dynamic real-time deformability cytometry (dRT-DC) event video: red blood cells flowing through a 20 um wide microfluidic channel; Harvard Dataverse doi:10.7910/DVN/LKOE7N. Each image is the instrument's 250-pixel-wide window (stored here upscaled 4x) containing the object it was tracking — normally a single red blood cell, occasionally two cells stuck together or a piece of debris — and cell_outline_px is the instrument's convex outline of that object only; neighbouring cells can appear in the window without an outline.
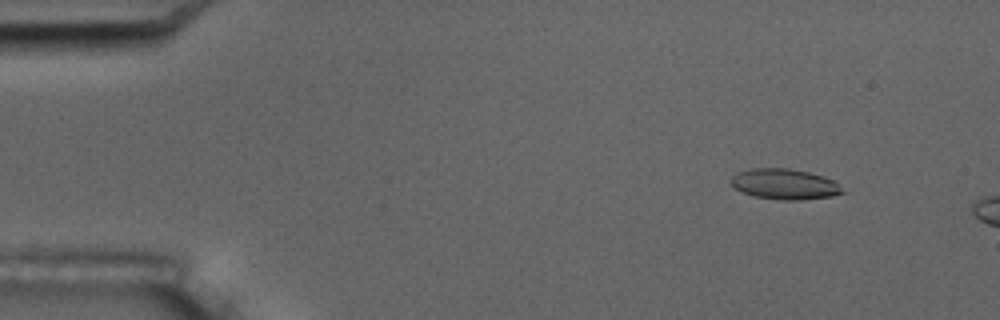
{"species": "common noctule bat (a hibernating species)", "species_latin": "Nyctalus noctula", "temperature_condition": "room temperature", "stored_images_in_passage": 4, "camera_frame_rate_fps": 3000, "um_per_image_px": 0.085, "animal": {"sex": "male", "body_mass_g": 17.5, "forearm_length_mm": 52.3}, "frame": {"image": 1, "passage_image": 2, "time_ms": 1.0, "image_size_px": [1000, 320], "cell_outline_px": [[848, 192], [832, 196], [800, 200], [780, 200], [756, 196], [740, 192], [732, 184], [732, 176], [736, 172], [752, 168], [788, 168], [808, 172], [832, 180]], "centroid_in_image_um": [66.7, 15.65], "position_along_channel_um": 18.3, "area_um2": 19.77}}